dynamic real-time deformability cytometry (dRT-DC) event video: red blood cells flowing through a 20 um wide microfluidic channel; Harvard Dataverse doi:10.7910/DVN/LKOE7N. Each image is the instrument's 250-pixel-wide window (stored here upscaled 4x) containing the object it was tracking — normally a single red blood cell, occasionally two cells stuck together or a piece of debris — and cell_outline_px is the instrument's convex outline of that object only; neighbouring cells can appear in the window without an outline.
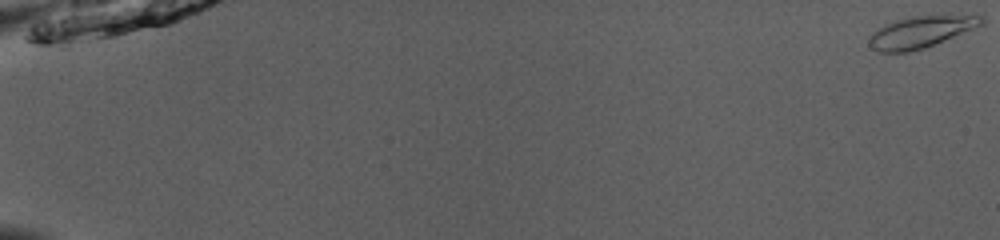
{"species": "common noctule bat (a hibernating species)", "species_latin": "Nyctalus noctula", "temperature_condition": "room temperature", "stored_images_in_passage": 50, "camera_frame_rate_fps": 3000, "um_per_image_px": 0.085, "animal": {"sex": "male", "body_mass_g": 13.0, "forearm_length_mm": 53.1}, "frame": {"image": 1, "passage_image": 1, "time_ms": 0.0, "image_size_px": [1000, 240], "cell_outline_px": [[984, 24], [924, 48], [908, 52], [876, 52], [868, 44], [868, 36], [872, 32], [896, 20], [908, 16], [944, 12], [976, 12], [984, 16]], "centroid_in_image_um": [78.4, 2.63], "position_along_channel_um": 6.6, "area_um2": 21.91}}
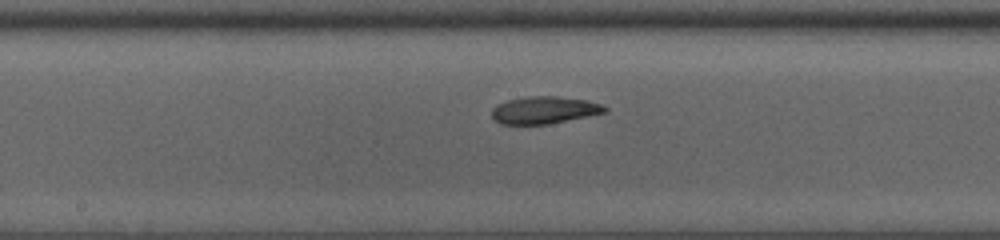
{"frame": {"image": 2, "passage_image": 31, "time_ms": 10.0, "image_size_px": [1000, 240], "cell_outline_px": [[608, 112], [548, 124], [500, 124], [492, 116], [492, 108], [496, 104], [508, 100], [528, 96], [556, 96], [588, 100], [600, 104], [608, 108]], "centroid_in_image_um": [46.27, 9.35], "position_along_channel_um": 201.9, "area_um2": 17.98}}
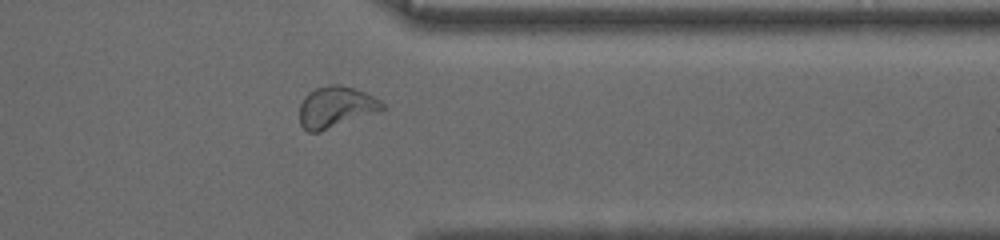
{"frame": {"image": 3, "passage_image": 45, "time_ms": 14.667, "image_size_px": [1000, 240], "cell_outline_px": [[388, 108], [380, 112], [320, 132], [308, 132], [300, 124], [300, 104], [304, 96], [308, 92], [316, 88], [328, 84], [336, 84], [352, 88], [364, 92], [380, 100]], "centroid_in_image_um": [28.56, 9.11], "position_along_channel_um": 382.8, "area_um2": 20.11}, "authors_computed_cell_mechanics": {"area_um2": 18.8428, "velocity_mm_per_s": 3.9197, "shape_relaxation_time_tau1_ms": 5.7904, "shape_relaxation_time_tau2_ms": 2.7265, "deformation_change_tau1": 0.1642, "deformation_change_tau2": 0.0751}}